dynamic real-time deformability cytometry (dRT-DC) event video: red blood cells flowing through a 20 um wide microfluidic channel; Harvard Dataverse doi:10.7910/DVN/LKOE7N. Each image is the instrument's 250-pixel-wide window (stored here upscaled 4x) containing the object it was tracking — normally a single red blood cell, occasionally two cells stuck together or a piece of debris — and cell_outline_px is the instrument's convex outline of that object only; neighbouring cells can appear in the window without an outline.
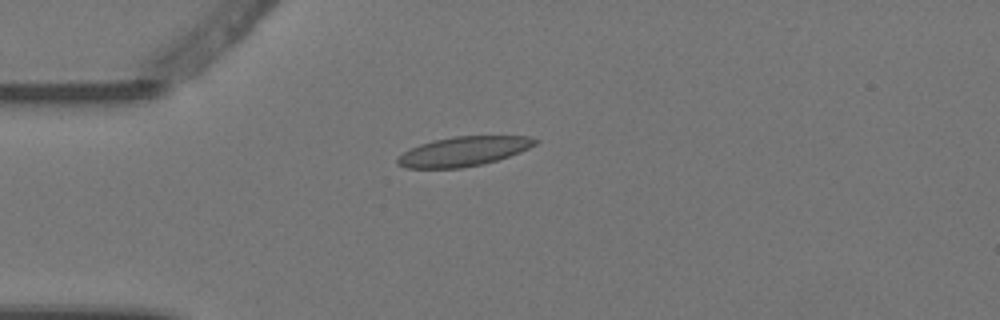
{"species": "Egyptian fruit bat (a non-hibernating species)", "species_latin": "Rousettus aegyptiacus", "temperature_condition": "warm", "stored_images_in_passage": 8, "camera_frame_rate_fps": 3000, "um_per_image_px": 0.085, "animal": {"sex": "female"}, "frame": {"image": 1, "passage_image": 3, "time_ms": 0.667, "image_size_px": [1000, 320], "cell_outline_px": [[540, 140], [536, 144], [520, 152], [484, 164], [460, 168], [408, 168], [396, 164], [396, 160], [404, 152], [420, 144], [432, 140], [452, 136], [528, 136]], "centroid_in_image_um": [39.4, 12.86], "position_along_channel_um": 45.6, "area_um2": 23.58}}
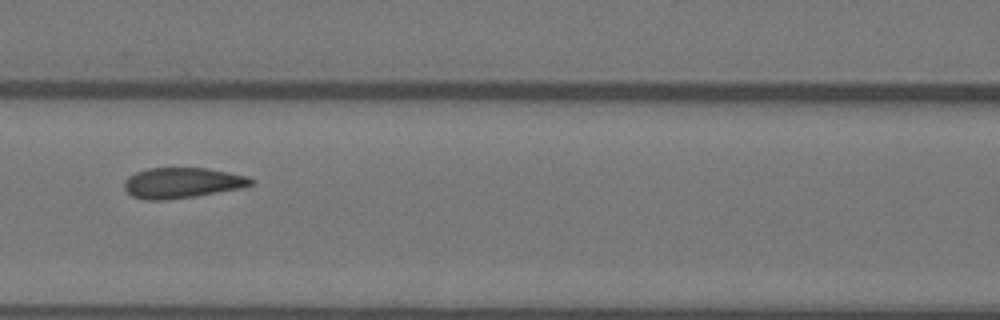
{"frame": {"image": 2, "passage_image": 6, "time_ms": 1.667, "image_size_px": [1000, 320], "cell_outline_px": [[256, 180], [252, 184], [240, 188], [196, 196], [160, 200], [144, 200], [132, 196], [124, 188], [124, 180], [128, 176], [136, 172], [148, 168], [208, 168], [248, 176]], "centroid_in_image_um": [15.47, 15.54], "position_along_channel_um": 151.1, "area_um2": 22.54}}
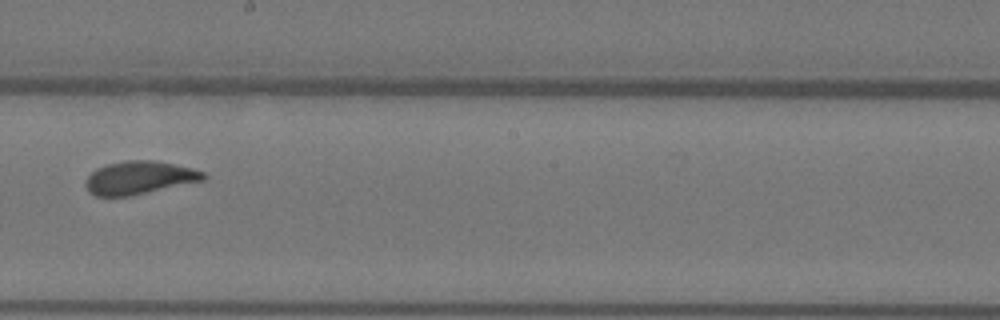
{"frame": {"image": 3, "passage_image": 8, "time_ms": 2.333, "image_size_px": [1000, 320], "cell_outline_px": [[208, 176], [204, 180], [128, 196], [96, 196], [88, 192], [84, 184], [88, 176], [96, 168], [108, 164], [128, 160], [152, 160], [192, 168], [204, 172]], "centroid_in_image_um": [11.82, 15.1], "position_along_channel_um": 236.4, "area_um2": 22.48}}